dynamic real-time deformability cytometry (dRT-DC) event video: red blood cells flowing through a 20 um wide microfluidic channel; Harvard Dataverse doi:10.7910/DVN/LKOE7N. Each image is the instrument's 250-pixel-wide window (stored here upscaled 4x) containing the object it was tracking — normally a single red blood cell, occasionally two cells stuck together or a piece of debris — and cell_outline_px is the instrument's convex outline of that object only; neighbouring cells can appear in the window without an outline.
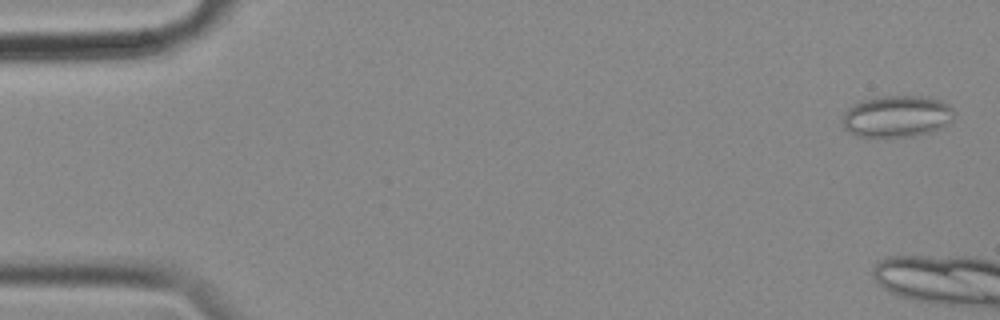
{"species": "common noctule bat (a hibernating species)", "species_latin": "Nyctalus noctula", "temperature_condition": "cold", "stored_images_in_passage": 6, "camera_frame_rate_fps": 3000, "um_per_image_px": 0.085, "animal": {"sex": "female", "body_mass_g": 18.4}, "frame": {"image": 1, "passage_image": 2, "time_ms": 0.333, "image_size_px": [1000, 320], "cell_outline_px": [[952, 120], [948, 124], [940, 128], [928, 132], [912, 136], [888, 140], [884, 140], [856, 136], [848, 132], [844, 128], [844, 112], [848, 108], [860, 100], [876, 96], [928, 96], [940, 100], [948, 104], [952, 108]], "centroid_in_image_um": [76.19, 9.92], "position_along_channel_um": 8.8, "area_um2": 27.92}}